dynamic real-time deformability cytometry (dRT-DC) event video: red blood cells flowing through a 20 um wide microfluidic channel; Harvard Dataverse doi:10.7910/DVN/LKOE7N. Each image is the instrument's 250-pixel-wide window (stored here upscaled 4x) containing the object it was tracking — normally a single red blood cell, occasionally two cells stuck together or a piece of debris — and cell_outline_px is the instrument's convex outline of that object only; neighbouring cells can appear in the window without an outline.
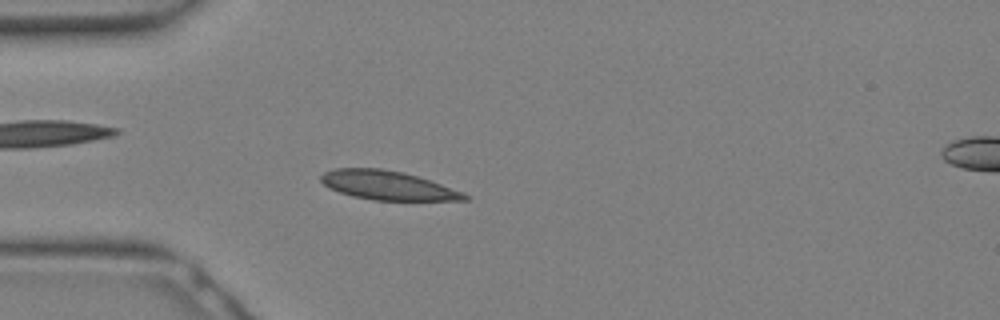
{"species": "Egyptian fruit bat (a non-hibernating species)", "species_latin": "Rousettus aegyptiacus", "temperature_condition": "warm", "stored_images_in_passage": 18, "camera_frame_rate_fps": 3000, "um_per_image_px": 0.085, "animal": {"sex": "female"}, "frame": {"image": 1, "passage_image": 8, "time_ms": 2.333, "image_size_px": [1000, 320], "cell_outline_px": [[468, 200], [372, 200], [352, 196], [328, 188], [320, 180], [320, 176], [324, 172], [336, 168], [380, 168], [404, 172], [464, 192], [468, 196]], "centroid_in_image_um": [32.91, 15.75], "position_along_channel_um": 52.1, "area_um2": 24.1}}
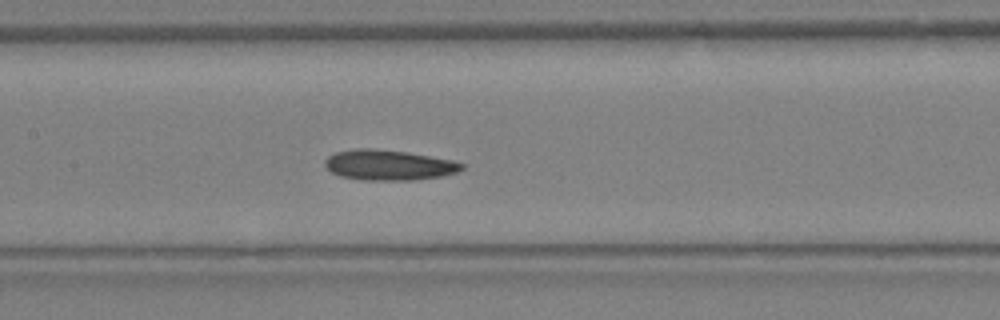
{"frame": {"image": 2, "passage_image": 14, "time_ms": 4.333, "image_size_px": [1000, 320], "cell_outline_px": [[464, 168], [456, 172], [440, 176], [412, 180], [364, 180], [340, 176], [332, 172], [324, 164], [324, 160], [328, 156], [336, 152], [356, 148], [372, 148], [404, 152], [452, 160], [464, 164]], "centroid_in_image_um": [33.01, 14.03], "position_along_channel_um": 174.4, "area_um2": 23.93}}
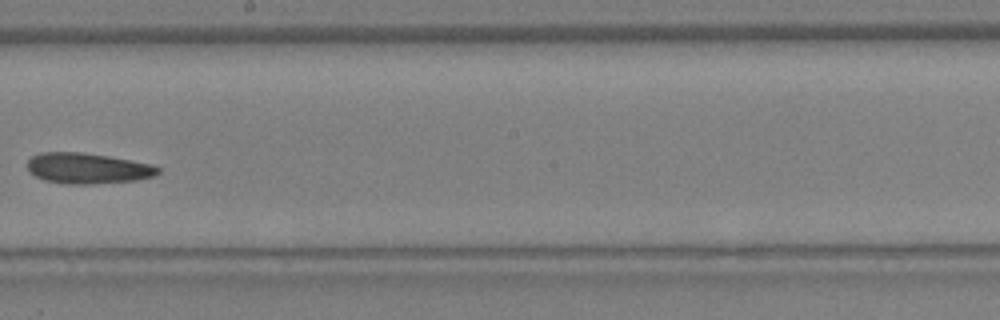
{"frame": {"image": 3, "passage_image": 17, "time_ms": 5.333, "image_size_px": [1000, 320], "cell_outline_px": [[160, 172], [156, 176], [136, 180], [92, 184], [68, 184], [44, 180], [28, 172], [28, 160], [32, 156], [40, 152], [84, 152], [132, 160], [152, 164], [160, 168]], "centroid_in_image_um": [7.46, 14.3], "position_along_channel_um": 240.7, "area_um2": 23.52}}